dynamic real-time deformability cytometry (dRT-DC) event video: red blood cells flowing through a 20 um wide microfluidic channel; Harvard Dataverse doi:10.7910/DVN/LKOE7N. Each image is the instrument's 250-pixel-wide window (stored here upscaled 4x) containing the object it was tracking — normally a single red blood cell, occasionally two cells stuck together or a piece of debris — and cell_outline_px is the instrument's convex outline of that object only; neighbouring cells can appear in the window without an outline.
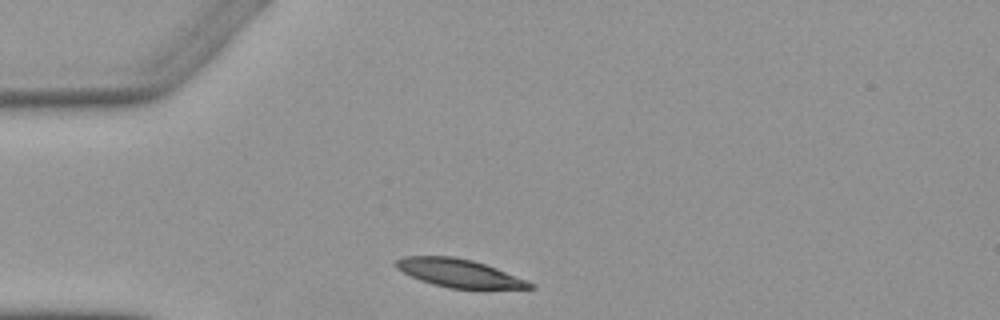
{"species": "Egyptian fruit bat (a non-hibernating species)", "species_latin": "Rousettus aegyptiacus", "temperature_condition": "warm", "stored_images_in_passage": 3, "camera_frame_rate_fps": 3000, "um_per_image_px": 0.085, "animal": {"sex": "female"}, "frame": {"image": 1, "passage_image": 1, "time_ms": 0.0, "image_size_px": [1000, 320], "cell_outline_px": [[536, 288], [448, 288], [432, 284], [420, 280], [396, 268], [392, 264], [396, 260], [404, 256], [452, 256], [472, 260], [496, 268], [536, 284]], "centroid_in_image_um": [38.99, 23.21], "position_along_channel_um": 46.0, "area_um2": 21.73}}